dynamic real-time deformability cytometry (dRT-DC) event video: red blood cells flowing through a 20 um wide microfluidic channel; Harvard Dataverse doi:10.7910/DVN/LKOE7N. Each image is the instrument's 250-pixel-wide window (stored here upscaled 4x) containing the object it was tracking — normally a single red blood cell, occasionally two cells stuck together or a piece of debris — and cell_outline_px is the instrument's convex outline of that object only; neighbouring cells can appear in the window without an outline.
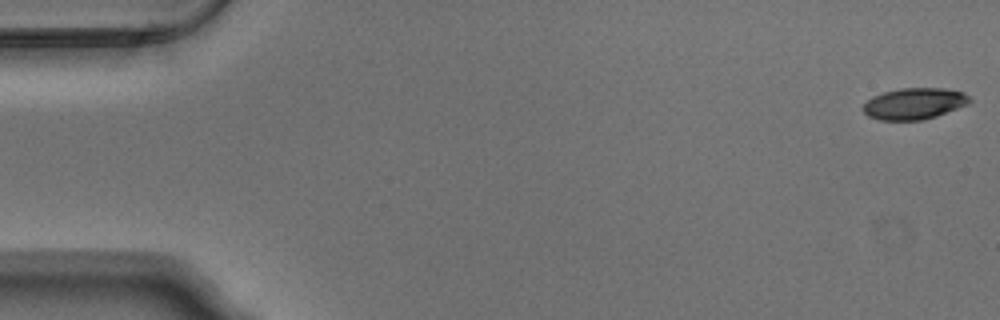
{"species": "Egyptian fruit bat (a non-hibernating species)", "species_latin": "Rousettus aegyptiacus", "temperature_condition": "warm", "stored_images_in_passage": 17, "camera_frame_rate_fps": 3000, "um_per_image_px": 0.085, "animal": {"sex": "male"}, "frame": {"image": 1, "passage_image": 1, "time_ms": 0.0, "image_size_px": [1000, 320], "cell_outline_px": [[972, 100], [968, 104], [936, 116], [924, 120], [880, 120], [868, 116], [864, 112], [864, 104], [872, 96], [884, 92], [900, 88], [944, 88], [964, 92]], "centroid_in_image_um": [77.72, 8.8], "position_along_channel_um": 7.3, "area_um2": 19.42}}
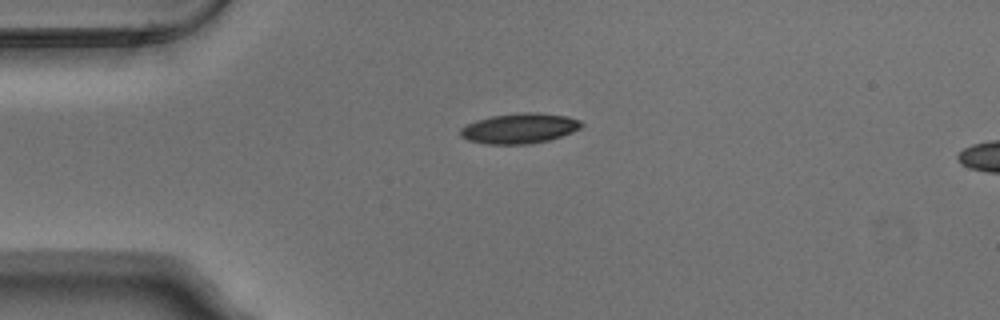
{"frame": {"image": 2, "passage_image": 13, "time_ms": 4.0, "image_size_px": [1000, 320], "cell_outline_px": [[584, 124], [580, 128], [572, 132], [548, 140], [528, 144], [484, 144], [468, 140], [460, 136], [460, 128], [476, 120], [492, 116], [524, 112], [536, 112], [568, 116], [580, 120]], "centroid_in_image_um": [44.16, 10.91], "position_along_channel_um": 40.8, "area_um2": 21.27}}